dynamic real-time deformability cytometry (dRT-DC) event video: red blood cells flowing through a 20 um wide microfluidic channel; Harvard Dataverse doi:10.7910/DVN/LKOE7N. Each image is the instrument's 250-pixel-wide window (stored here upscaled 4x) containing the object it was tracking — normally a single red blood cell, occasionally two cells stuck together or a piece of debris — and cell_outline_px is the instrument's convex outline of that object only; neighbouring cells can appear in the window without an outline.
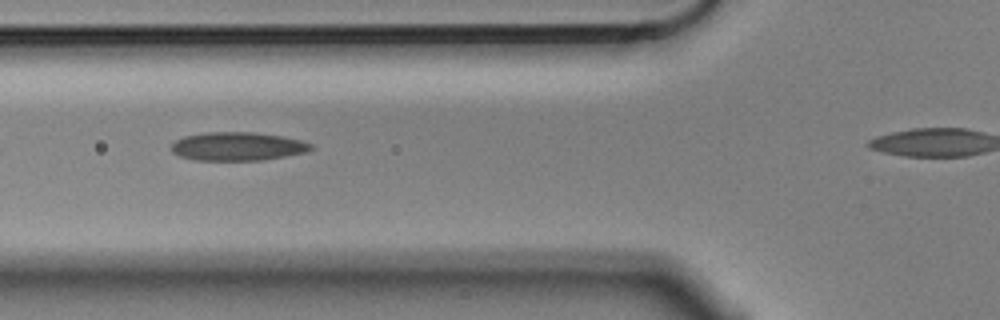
{"species": "Egyptian fruit bat (a non-hibernating species)", "species_latin": "Rousettus aegyptiacus", "temperature_condition": "cold", "stored_images_in_passage": 11, "camera_frame_rate_fps": 3000, "um_per_image_px": 0.085, "animal": {"sex": "male"}, "frame": {"image": 1, "passage_image": 4, "time_ms": 1.0, "image_size_px": [1000, 320], "cell_outline_px": [[316, 148], [308, 152], [260, 160], [196, 160], [180, 156], [172, 152], [172, 144], [176, 140], [184, 136], [204, 132], [252, 132], [280, 136], [300, 140], [312, 144]], "centroid_in_image_um": [20.21, 12.44], "position_along_channel_um": 105.6, "area_um2": 23.12}}
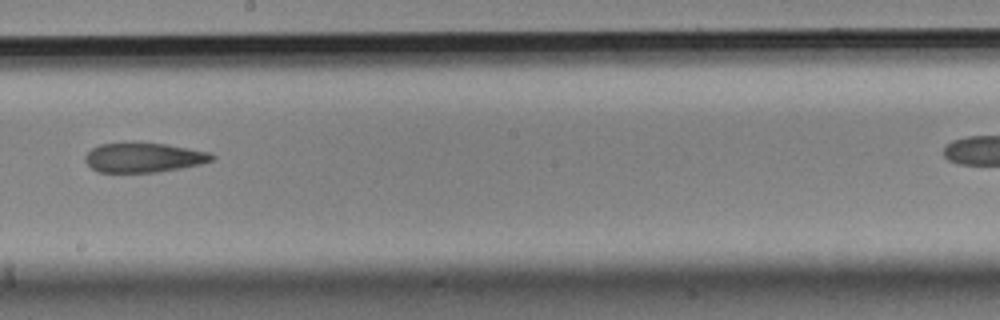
{"frame": {"image": 2, "passage_image": 7, "time_ms": 2.0, "image_size_px": [1000, 320], "cell_outline_px": [[216, 156], [212, 160], [200, 164], [180, 168], [156, 172], [100, 172], [92, 168], [84, 160], [84, 156], [92, 148], [100, 144], [168, 144], [208, 152]], "centroid_in_image_um": [12.21, 13.41], "position_along_channel_um": 236.0, "area_um2": 21.33}}
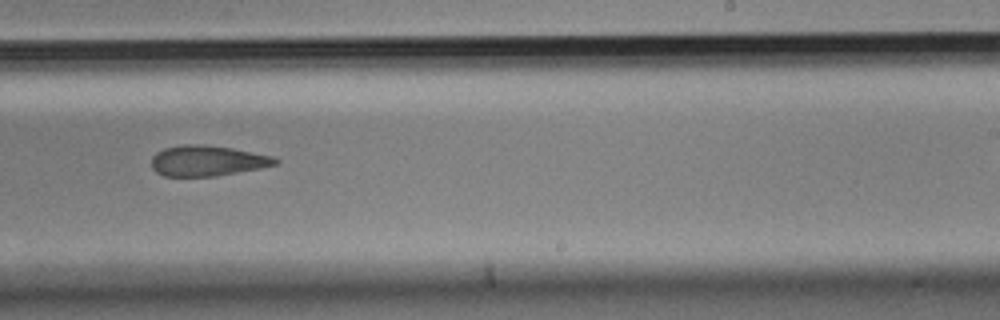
{"frame": {"image": 3, "passage_image": 8, "time_ms": 2.333, "image_size_px": [1000, 320], "cell_outline_px": [[280, 160], [276, 164], [260, 168], [216, 176], [164, 176], [156, 172], [152, 168], [152, 156], [156, 152], [164, 148], [184, 144], [200, 144], [232, 148], [276, 156]], "centroid_in_image_um": [17.64, 13.66], "position_along_channel_um": 271.4, "area_um2": 22.14}}